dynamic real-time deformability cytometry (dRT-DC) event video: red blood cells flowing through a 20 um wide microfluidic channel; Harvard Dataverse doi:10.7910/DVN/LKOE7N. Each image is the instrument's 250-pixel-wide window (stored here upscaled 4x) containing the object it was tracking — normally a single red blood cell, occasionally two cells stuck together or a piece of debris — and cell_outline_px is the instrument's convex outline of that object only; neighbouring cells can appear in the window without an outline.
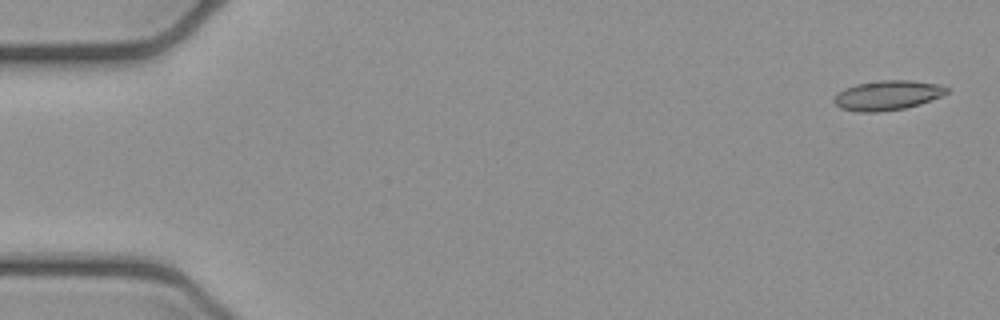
{"species": "common noctule bat (a hibernating species)", "species_latin": "Nyctalus noctula", "temperature_condition": "cold", "stored_images_in_passage": 4, "camera_frame_rate_fps": 3000, "um_per_image_px": 0.085, "animal": {"sex": "female", "body_mass_g": 21.9}, "frame": {"image": 1, "passage_image": 1, "time_ms": 0.0, "image_size_px": [1000, 320], "cell_outline_px": [[948, 92], [940, 96], [920, 104], [904, 108], [880, 112], [856, 112], [840, 108], [832, 100], [844, 88], [856, 84], [876, 80], [912, 80], [940, 84], [948, 88]], "centroid_in_image_um": [75.42, 8.09], "position_along_channel_um": 9.6, "area_um2": 19.54}}
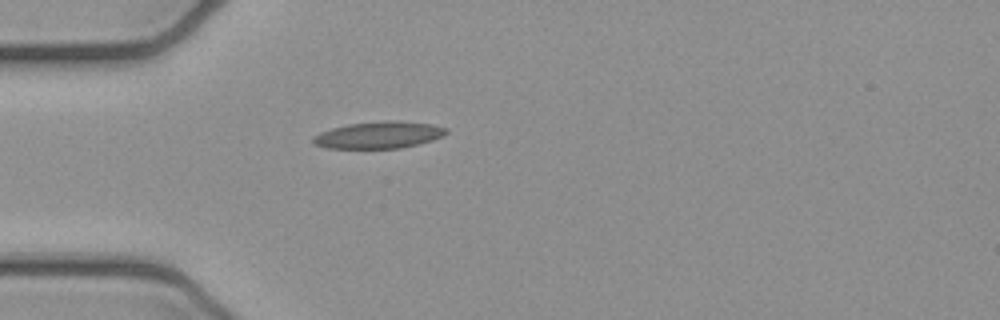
{"frame": {"image": 2, "passage_image": 4, "time_ms": 1.0, "image_size_px": [1000, 320], "cell_outline_px": [[448, 132], [432, 140], [400, 148], [328, 148], [312, 144], [312, 136], [320, 132], [332, 128], [348, 124], [388, 120], [396, 120], [432, 124], [448, 128]], "centroid_in_image_um": [32.17, 11.46], "position_along_channel_um": 52.8, "area_um2": 20.81}}